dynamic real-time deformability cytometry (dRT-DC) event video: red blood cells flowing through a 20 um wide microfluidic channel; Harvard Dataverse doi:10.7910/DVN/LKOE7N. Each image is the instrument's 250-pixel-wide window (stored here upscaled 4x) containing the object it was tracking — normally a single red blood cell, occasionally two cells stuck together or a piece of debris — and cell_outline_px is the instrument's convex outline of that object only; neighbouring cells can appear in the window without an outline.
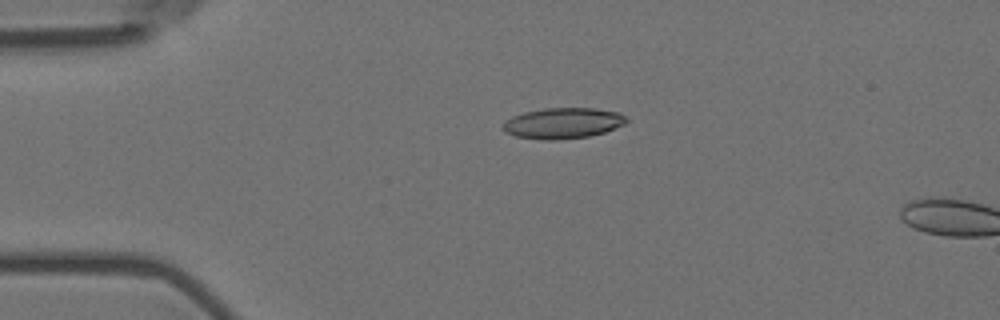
{"species": "Egyptian fruit bat (a non-hibernating species)", "species_latin": "Rousettus aegyptiacus", "temperature_condition": "room temperature", "stored_images_in_passage": 4, "camera_frame_rate_fps": 3000, "um_per_image_px": 0.085, "animal": {"sex": "female"}, "frame": {"image": 1, "passage_image": 3, "time_ms": 0.667, "image_size_px": [1000, 320], "cell_outline_px": [[628, 120], [624, 124], [604, 132], [588, 136], [556, 140], [544, 140], [516, 136], [504, 132], [504, 124], [512, 116], [524, 112], [544, 108], [596, 108], [620, 112]], "centroid_in_image_um": [47.86, 10.46], "position_along_channel_um": 37.1, "area_um2": 22.02}}